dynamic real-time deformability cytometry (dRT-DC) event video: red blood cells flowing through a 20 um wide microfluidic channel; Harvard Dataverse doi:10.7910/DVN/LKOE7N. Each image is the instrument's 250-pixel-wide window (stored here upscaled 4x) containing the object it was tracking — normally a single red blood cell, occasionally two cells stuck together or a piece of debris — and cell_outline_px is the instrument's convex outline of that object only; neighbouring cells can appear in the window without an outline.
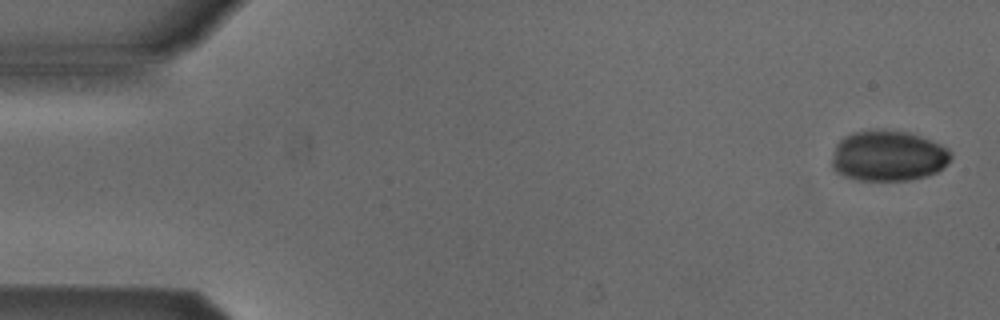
{"species": "Egyptian fruit bat (a non-hibernating species)", "species_latin": "Rousettus aegyptiacus", "temperature_condition": "cold", "stored_images_in_passage": 53, "camera_frame_rate_fps": 3000, "um_per_image_px": 0.085, "animal": {"sex": "male"}, "frame": {"image": 1, "passage_image": 2, "time_ms": 0.333, "image_size_px": [1000, 320], "cell_outline_px": [[952, 156], [936, 172], [924, 176], [908, 180], [856, 180], [844, 176], [836, 172], [832, 168], [832, 160], [836, 144], [844, 136], [852, 132], [908, 132], [920, 136], [940, 144], [948, 148], [952, 152]], "centroid_in_image_um": [75.47, 13.28], "position_along_channel_um": 9.5, "area_um2": 34.39}}
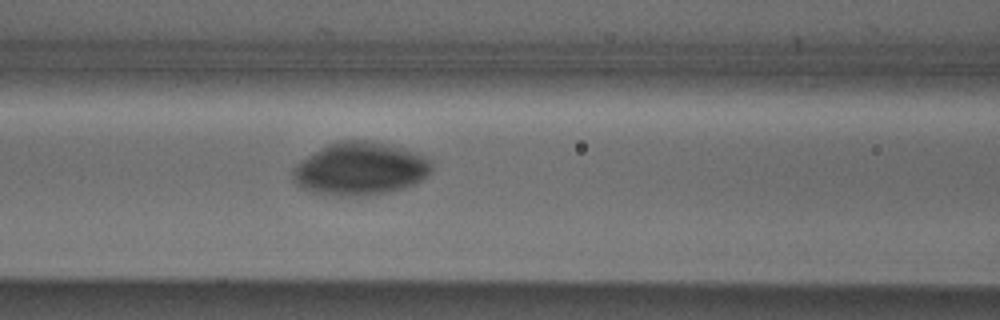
{"frame": {"image": 2, "passage_image": 22, "time_ms": 7.0, "image_size_px": [1000, 320], "cell_outline_px": [[432, 172], [428, 176], [404, 188], [388, 192], [364, 196], [348, 196], [312, 192], [300, 188], [292, 180], [292, 172], [296, 164], [308, 156], [328, 144], [336, 140], [372, 140], [416, 152], [432, 160]], "centroid_in_image_um": [30.62, 14.34], "position_along_channel_um": 136.0, "area_um2": 42.95}}
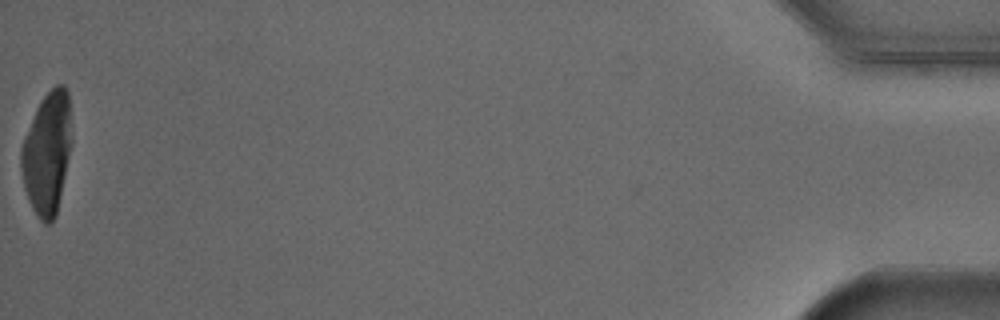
{"frame": {"image": 3, "passage_image": 53, "time_ms": 17.333, "image_size_px": [1000, 320], "cell_outline_px": [[72, 144], [56, 216], [52, 224], [44, 224], [36, 216], [28, 200], [24, 188], [20, 168], [20, 148], [24, 136], [36, 108], [40, 100], [56, 84], [64, 84], [68, 88], [72, 140]], "centroid_in_image_um": [4.0, 13.02], "position_along_channel_um": 431.2, "area_um2": 36.65}}